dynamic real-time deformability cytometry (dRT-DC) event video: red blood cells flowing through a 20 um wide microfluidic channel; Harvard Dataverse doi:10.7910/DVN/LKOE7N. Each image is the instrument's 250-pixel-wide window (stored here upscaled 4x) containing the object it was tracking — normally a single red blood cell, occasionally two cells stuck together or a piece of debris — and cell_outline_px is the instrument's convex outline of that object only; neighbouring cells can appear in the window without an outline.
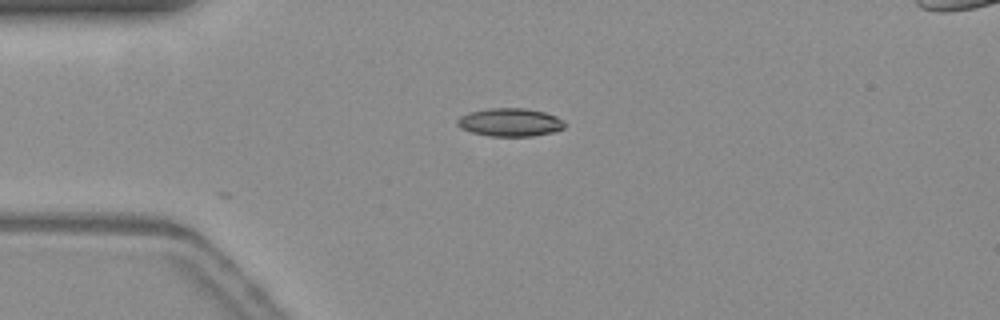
{"species": "common noctule bat (a hibernating species)", "species_latin": "Nyctalus noctula", "temperature_condition": "warm", "stored_images_in_passage": 3, "camera_frame_rate_fps": 3000, "um_per_image_px": 0.085, "animal": {"sex": "female", "body_mass_g": 19.3, "forearm_length_mm": 54.1}, "frame": {"image": 1, "passage_image": 3, "time_ms": 0.667, "image_size_px": [1000, 320], "cell_outline_px": [[564, 128], [552, 132], [532, 136], [488, 136], [472, 132], [460, 128], [456, 124], [456, 120], [460, 116], [468, 112], [488, 108], [524, 108], [544, 112], [556, 116], [564, 124]], "centroid_in_image_um": [43.29, 10.39], "position_along_channel_um": 41.7, "area_um2": 17.57}}